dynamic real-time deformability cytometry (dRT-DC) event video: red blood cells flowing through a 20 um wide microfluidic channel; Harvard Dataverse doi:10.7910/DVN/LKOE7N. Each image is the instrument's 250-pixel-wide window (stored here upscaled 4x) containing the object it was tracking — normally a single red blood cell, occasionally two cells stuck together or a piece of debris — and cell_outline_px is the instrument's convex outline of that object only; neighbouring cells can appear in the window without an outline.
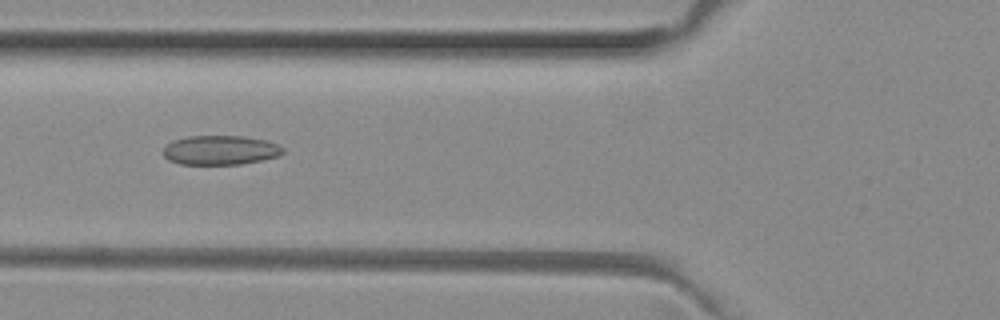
{"species": "common noctule bat (a hibernating species)", "species_latin": "Nyctalus noctula", "temperature_condition": "room temperature", "stored_images_in_passage": 36, "camera_frame_rate_fps": 3000, "um_per_image_px": 0.085, "animal": {"sex": "female", "body_mass_g": 29.2, "forearm_length_mm": 56.3}, "frame": {"image": 1, "passage_image": 4, "time_ms": 1.0, "image_size_px": [1000, 320], "cell_outline_px": [[284, 152], [276, 156], [260, 160], [240, 164], [180, 164], [168, 160], [164, 156], [164, 148], [172, 140], [188, 136], [244, 136], [264, 140], [276, 144], [284, 148]], "centroid_in_image_um": [18.69, 12.76], "position_along_channel_um": 107.1, "area_um2": 20.29}}
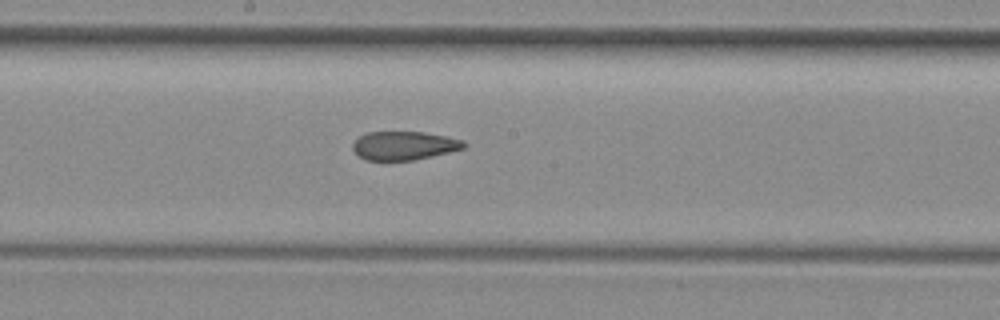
{"frame": {"image": 2, "passage_image": 12, "time_ms": 3.667, "image_size_px": [1000, 320], "cell_outline_px": [[468, 144], [464, 148], [432, 156], [412, 160], [364, 160], [352, 148], [352, 144], [360, 136], [368, 132], [424, 132], [464, 140]], "centroid_in_image_um": [34.36, 12.37], "position_along_channel_um": 213.8, "area_um2": 18.38}}
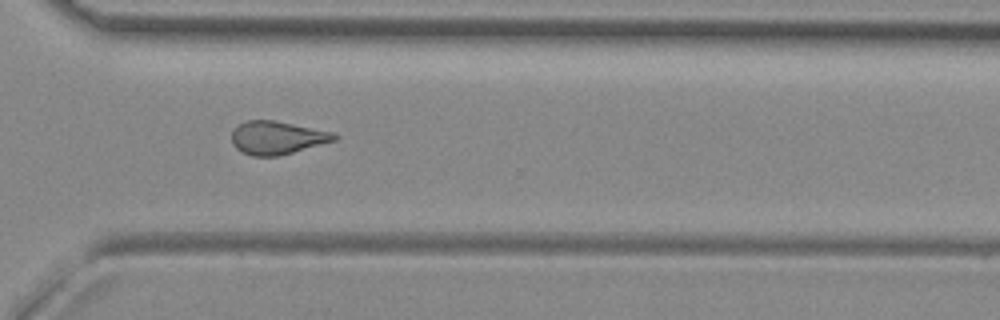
{"frame": {"image": 3, "passage_image": 22, "time_ms": 7.0, "image_size_px": [1000, 320], "cell_outline_px": [[340, 136], [336, 140], [280, 156], [252, 156], [236, 148], [232, 144], [232, 132], [240, 124], [248, 120], [272, 120], [336, 132]], "centroid_in_image_um": [23.6, 11.71], "position_along_channel_um": 347.0, "area_um2": 19.83}, "authors_computed_cell_mechanics": {"area_um2": 19.8543, "velocity_mm_per_s": 4.0005, "shape_relaxation_time_tau1_ms": null, "shape_relaxation_time_tau2_ms": 3.4431, "deformation_change_tau1": null, "deformation_change_tau2": 0.115}}